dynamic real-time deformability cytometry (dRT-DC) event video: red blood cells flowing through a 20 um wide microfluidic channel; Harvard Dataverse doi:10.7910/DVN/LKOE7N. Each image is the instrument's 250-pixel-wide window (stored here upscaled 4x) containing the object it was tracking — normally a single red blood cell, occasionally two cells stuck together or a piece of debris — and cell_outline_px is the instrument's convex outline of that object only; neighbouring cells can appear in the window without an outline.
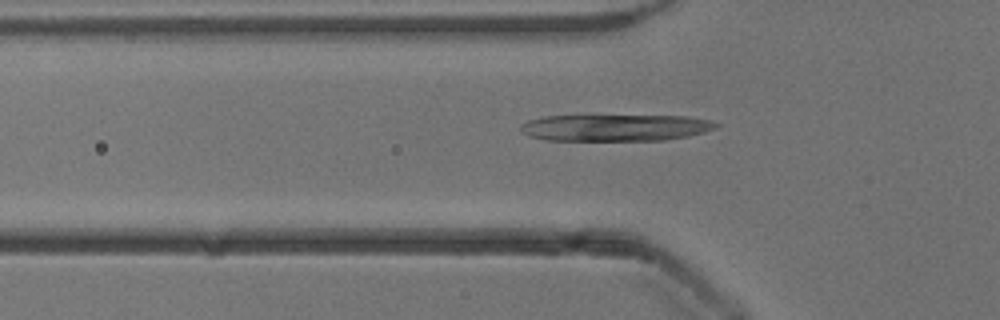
{"species": "common noctule bat (a hibernating species)", "species_latin": "Nyctalus noctula", "temperature_condition": "cold", "stored_images_in_passage": 50, "camera_frame_rate_fps": 3000, "um_per_image_px": 0.085, "animal": {"sex": "male", "body_mass_g": 13.3}, "frame": {"image": 1, "passage_image": 17, "time_ms": 5.333, "image_size_px": [1000, 320], "cell_outline_px": [[720, 124], [716, 128], [704, 132], [688, 136], [664, 140], [544, 140], [528, 136], [520, 132], [520, 124], [528, 120], [544, 116], [688, 116], [708, 120]], "centroid_in_image_um": [52.26, 10.85], "position_along_channel_um": 73.5, "area_um2": 30.4}}
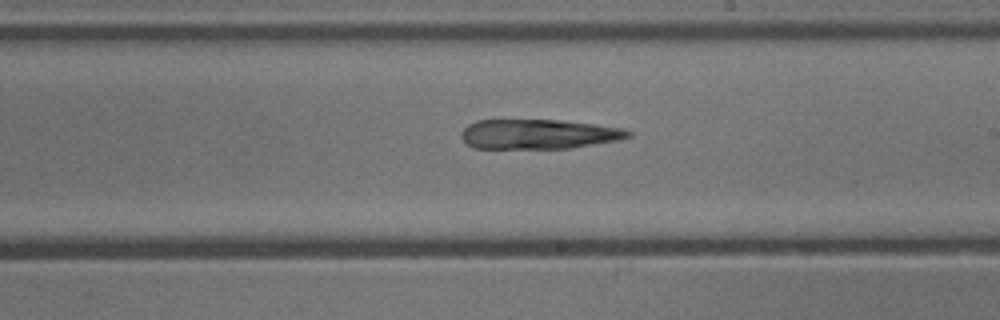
{"frame": {"image": 2, "passage_image": 30, "time_ms": 9.667, "image_size_px": [1000, 320], "cell_outline_px": [[632, 136], [620, 140], [568, 148], [472, 148], [460, 136], [460, 132], [468, 124], [476, 120], [560, 120], [624, 128], [632, 132]], "centroid_in_image_um": [45.77, 11.4], "position_along_channel_um": 243.2, "area_um2": 28.9}}
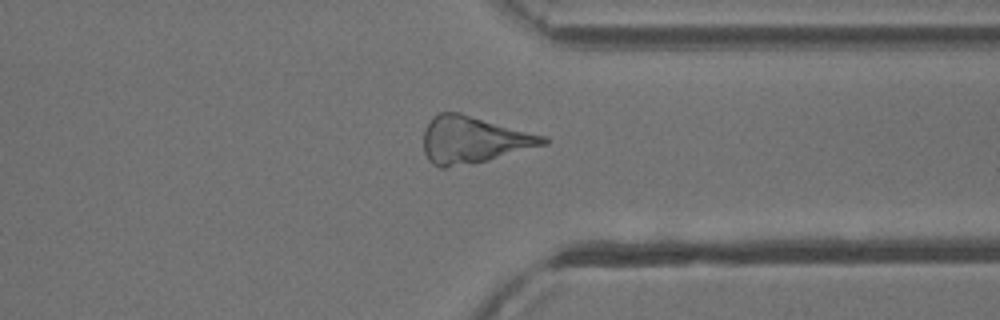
{"frame": {"image": 3, "passage_image": 40, "time_ms": 13.0, "image_size_px": [1000, 320], "cell_outline_px": [[548, 144], [488, 160], [472, 164], [444, 168], [440, 168], [432, 164], [428, 160], [424, 152], [424, 128], [432, 116], [440, 112], [460, 112], [548, 136]], "centroid_in_image_um": [40.24, 11.88], "position_along_channel_um": 371.2, "area_um2": 33.18}}